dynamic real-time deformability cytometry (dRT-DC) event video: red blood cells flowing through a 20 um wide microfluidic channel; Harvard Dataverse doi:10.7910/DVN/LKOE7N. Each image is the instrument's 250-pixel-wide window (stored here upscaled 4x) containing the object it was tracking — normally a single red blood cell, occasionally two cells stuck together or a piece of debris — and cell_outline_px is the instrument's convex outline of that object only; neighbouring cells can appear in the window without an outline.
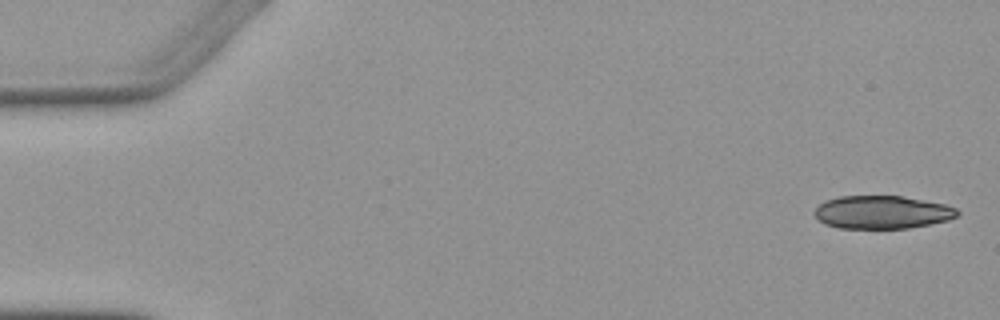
{"species": "Egyptian fruit bat (a non-hibernating species)", "species_latin": "Rousettus aegyptiacus", "temperature_condition": "warm", "stored_images_in_passage": 5, "camera_frame_rate_fps": 3000, "um_per_image_px": 0.085, "animal": {"sex": "female"}, "frame": {"image": 1, "passage_image": 1, "time_ms": 0.0, "image_size_px": [1000, 320], "cell_outline_px": [[960, 212], [956, 216], [948, 220], [908, 228], [840, 228], [824, 224], [812, 212], [824, 200], [840, 196], [900, 196], [944, 204], [956, 208]], "centroid_in_image_um": [74.94, 18.03], "position_along_channel_um": 10.1, "area_um2": 27.34}}